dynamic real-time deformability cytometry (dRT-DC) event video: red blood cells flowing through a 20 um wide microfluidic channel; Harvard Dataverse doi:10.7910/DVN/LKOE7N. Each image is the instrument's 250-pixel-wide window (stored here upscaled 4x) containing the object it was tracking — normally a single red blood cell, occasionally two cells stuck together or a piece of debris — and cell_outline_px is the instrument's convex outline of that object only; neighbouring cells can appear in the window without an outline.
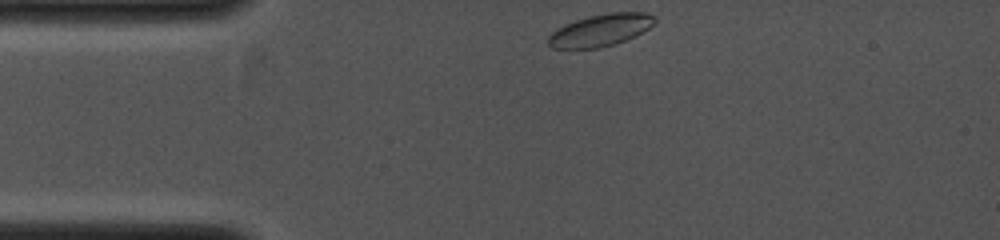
{"species": "common noctule bat (a hibernating species)", "species_latin": "Nyctalus noctula", "temperature_condition": "cold", "stored_images_in_passage": 4, "camera_frame_rate_fps": 4000, "um_per_image_px": 0.085, "animal": {"sex": "female", "body_mass_g": 19.0, "forearm_length_mm": 53.3}, "frame": {"image": 1, "passage_image": 1, "time_ms": 0.0, "image_size_px": [1000, 240], "cell_outline_px": [[656, 20], [648, 28], [636, 36], [616, 44], [600, 48], [552, 48], [548, 44], [548, 36], [552, 32], [564, 24], [588, 16], [608, 12], [644, 12], [656, 16]], "centroid_in_image_um": [51.05, 2.56], "position_along_channel_um": 33.9, "area_um2": 20.0}}